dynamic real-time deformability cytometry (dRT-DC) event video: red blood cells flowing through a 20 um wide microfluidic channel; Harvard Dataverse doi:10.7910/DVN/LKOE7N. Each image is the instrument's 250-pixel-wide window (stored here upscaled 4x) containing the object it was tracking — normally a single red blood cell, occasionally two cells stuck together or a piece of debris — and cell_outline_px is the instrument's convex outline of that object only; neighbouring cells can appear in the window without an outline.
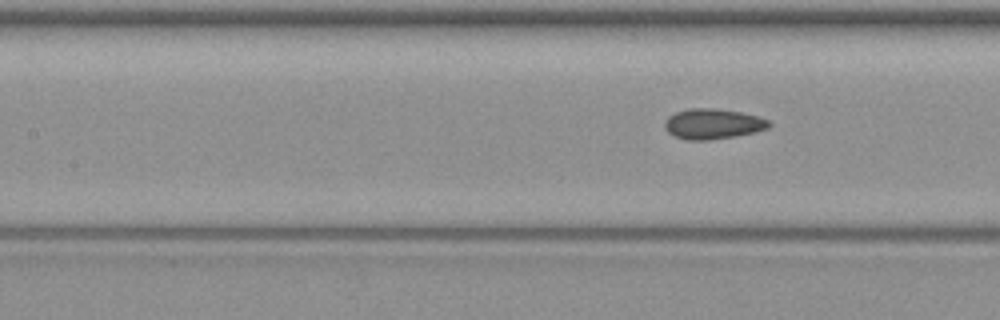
{"species": "common noctule bat (a hibernating species)", "species_latin": "Nyctalus noctula", "temperature_condition": "warm", "stored_images_in_passage": 7, "segment_of_instrument_passage": [2, 2], "camera_frame_rate_fps": 3000, "um_per_image_px": 0.085, "animal": {"sex": "female", "body_mass_g": 19.3, "forearm_length_mm": 54.1}, "frame": {"image": 1, "passage_image": 7, "time_ms": 8.333, "image_size_px": [1000, 320], "cell_outline_px": [[772, 124], [768, 128], [736, 136], [708, 140], [688, 140], [676, 136], [668, 132], [664, 128], [664, 124], [668, 116], [676, 112], [688, 108], [712, 108], [740, 112], [760, 116], [768, 120]], "centroid_in_image_um": [60.59, 10.52], "position_along_channel_um": 146.8, "area_um2": 18.38}}